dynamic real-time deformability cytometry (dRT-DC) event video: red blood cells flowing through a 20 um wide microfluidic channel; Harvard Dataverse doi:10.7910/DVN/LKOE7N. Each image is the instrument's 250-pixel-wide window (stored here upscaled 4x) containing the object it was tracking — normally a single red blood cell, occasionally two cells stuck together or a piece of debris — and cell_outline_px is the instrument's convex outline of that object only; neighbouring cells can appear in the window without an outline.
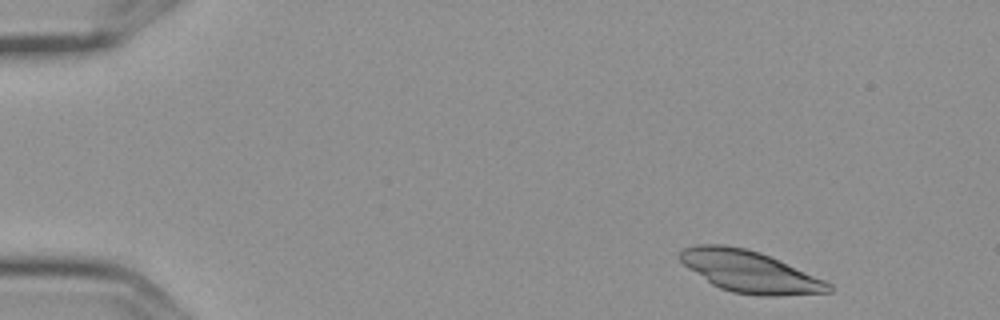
{"species": "Egyptian fruit bat (a non-hibernating species)", "species_latin": "Rousettus aegyptiacus", "temperature_condition": "cold", "stored_images_in_passage": 3, "camera_frame_rate_fps": 3000, "um_per_image_px": 0.085, "frame": {"image": 1, "passage_image": 1, "time_ms": 0.0, "image_size_px": [1000, 320], "cell_outline_px": [[832, 292], [780, 296], [756, 296], [732, 292], [720, 288], [712, 284], [688, 268], [676, 256], [684, 248], [696, 244], [724, 244], [744, 248], [760, 252], [824, 280], [832, 284]], "centroid_in_image_um": [63.7, 23.09], "position_along_channel_um": 21.3, "area_um2": 36.01}}